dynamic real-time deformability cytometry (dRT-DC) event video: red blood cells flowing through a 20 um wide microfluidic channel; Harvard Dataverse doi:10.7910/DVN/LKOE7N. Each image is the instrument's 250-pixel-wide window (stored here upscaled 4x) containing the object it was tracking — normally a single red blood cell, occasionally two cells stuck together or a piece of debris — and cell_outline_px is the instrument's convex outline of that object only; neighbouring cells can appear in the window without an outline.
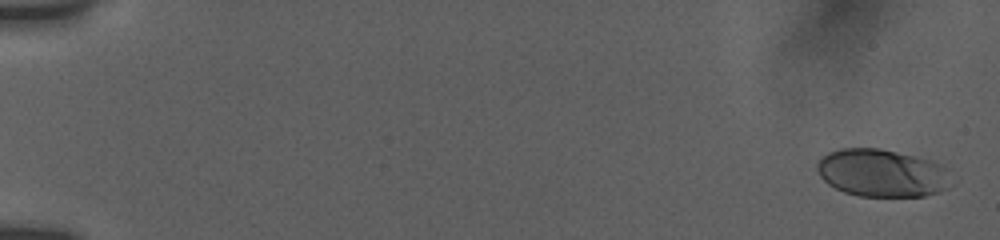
{"species": "human", "species_latin": "Homo sapiens", "temperature_condition": "room temperature", "stored_images_in_passage": 47, "camera_frame_rate_fps": 3000, "um_per_image_px": 0.085, "donor": {"sex": "female"}, "frame": {"image": 1, "passage_image": 2, "time_ms": 0.333, "image_size_px": [1000, 240], "cell_outline_px": [[948, 188], [940, 192], [924, 196], [860, 196], [844, 192], [828, 184], [820, 176], [816, 168], [816, 164], [828, 152], [840, 148], [880, 148], [932, 160], [944, 164]], "centroid_in_image_um": [74.93, 14.7], "position_along_channel_um": 10.1, "area_um2": 37.11}}
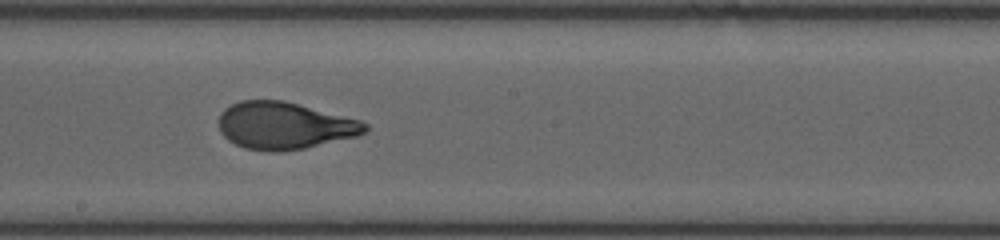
{"frame": {"image": 2, "passage_image": 26, "time_ms": 10.667, "image_size_px": [1000, 240], "cell_outline_px": [[368, 128], [364, 132], [356, 136], [304, 148], [280, 152], [272, 152], [244, 148], [228, 140], [220, 132], [216, 120], [220, 112], [224, 108], [240, 100], [284, 100], [360, 120], [368, 124]], "centroid_in_image_um": [24.11, 10.67], "position_along_channel_um": 224.1, "area_um2": 40.34}}
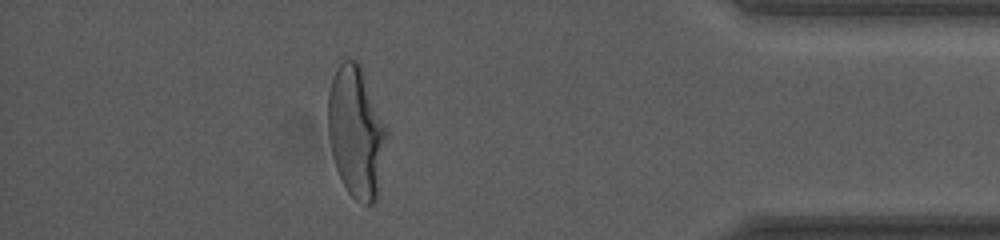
{"frame": {"image": 3, "passage_image": 41, "time_ms": 16.333, "image_size_px": [1000, 240], "cell_outline_px": [[388, 136], [376, 200], [372, 204], [364, 204], [356, 200], [348, 192], [336, 168], [328, 136], [328, 92], [336, 68], [344, 60], [356, 60], [360, 64], [388, 132]], "centroid_in_image_um": [30.27, 11.23], "position_along_channel_um": 404.9, "area_um2": 44.45}, "authors_computed_cell_mechanics": {"area_um2": 40.4022, "velocity_mm_per_s": 3.7897, "shape_relaxation_time_tau1_ms": 3.9493, "shape_relaxation_time_tau2_ms": null, "deformation_change_tau1": 0.2081, "deformation_change_tau2": null}}